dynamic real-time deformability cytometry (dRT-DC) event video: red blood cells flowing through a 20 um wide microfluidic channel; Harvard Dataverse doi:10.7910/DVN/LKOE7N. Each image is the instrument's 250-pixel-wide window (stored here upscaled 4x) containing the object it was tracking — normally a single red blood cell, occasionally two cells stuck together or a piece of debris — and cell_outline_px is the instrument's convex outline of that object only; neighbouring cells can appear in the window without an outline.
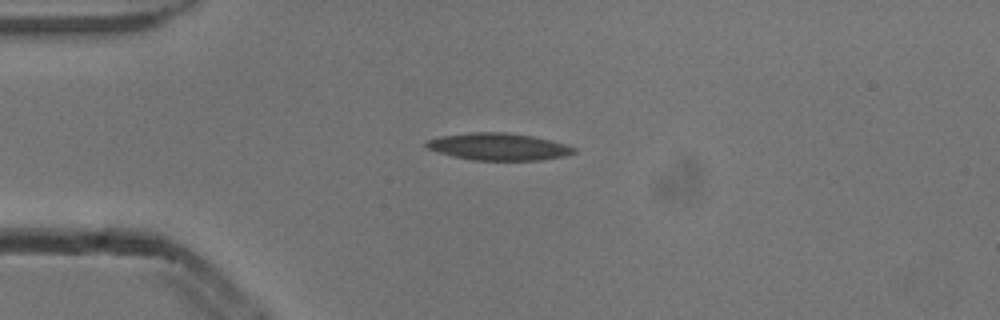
{"species": "common noctule bat (a hibernating species)", "species_latin": "Nyctalus noctula", "temperature_condition": "cold", "stored_images_in_passage": 6, "camera_frame_rate_fps": 3000, "um_per_image_px": 0.085, "animal": {"sex": "male", "body_mass_g": 13.3}, "frame": {"image": 1, "passage_image": 3, "time_ms": 0.667, "image_size_px": [1000, 320], "cell_outline_px": [[576, 152], [568, 156], [540, 160], [472, 160], [452, 156], [428, 148], [424, 144], [428, 140], [440, 136], [472, 132], [508, 132], [532, 136], [568, 144], [576, 148]], "centroid_in_image_um": [42.43, 12.47], "position_along_channel_um": 42.6, "area_um2": 23.41}}
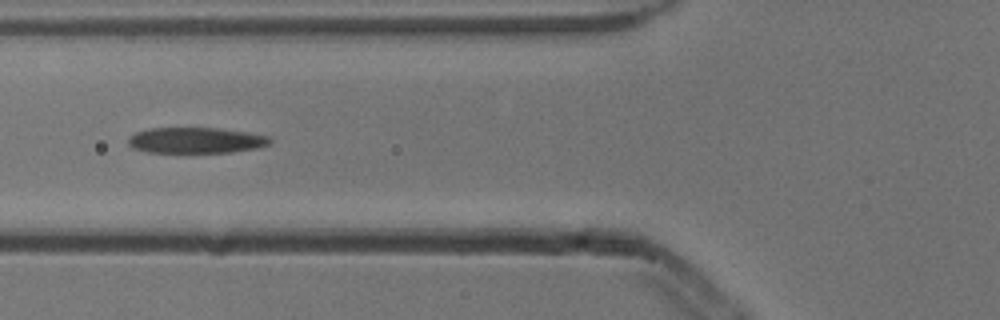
{"frame": {"image": 2, "passage_image": 5, "time_ms": 1.333, "image_size_px": [1000, 320], "cell_outline_px": [[272, 140], [268, 144], [260, 148], [232, 152], [148, 152], [132, 148], [128, 144], [128, 136], [136, 132], [148, 128], [216, 128], [244, 132], [268, 136]], "centroid_in_image_um": [16.62, 11.93], "position_along_channel_um": 109.2, "area_um2": 21.27}}
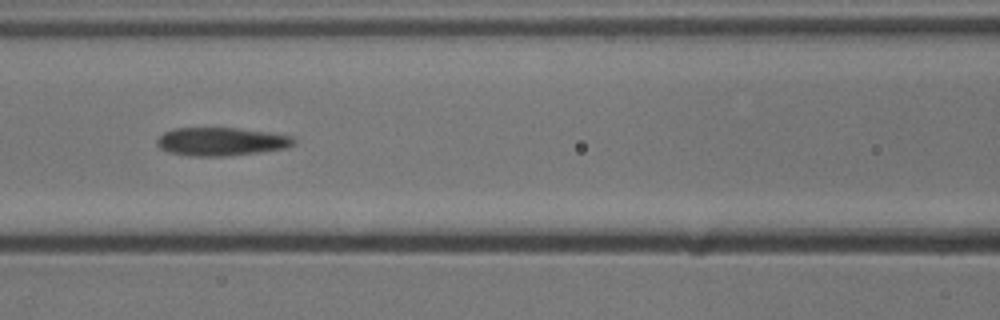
{"frame": {"image": 3, "passage_image": 6, "time_ms": 1.667, "image_size_px": [1000, 320], "cell_outline_px": [[296, 140], [288, 148], [224, 156], [188, 156], [168, 152], [160, 148], [156, 144], [156, 140], [164, 132], [176, 128], [236, 128], [268, 132], [292, 136]], "centroid_in_image_um": [18.77, 12.03], "position_along_channel_um": 147.8, "area_um2": 22.43}}